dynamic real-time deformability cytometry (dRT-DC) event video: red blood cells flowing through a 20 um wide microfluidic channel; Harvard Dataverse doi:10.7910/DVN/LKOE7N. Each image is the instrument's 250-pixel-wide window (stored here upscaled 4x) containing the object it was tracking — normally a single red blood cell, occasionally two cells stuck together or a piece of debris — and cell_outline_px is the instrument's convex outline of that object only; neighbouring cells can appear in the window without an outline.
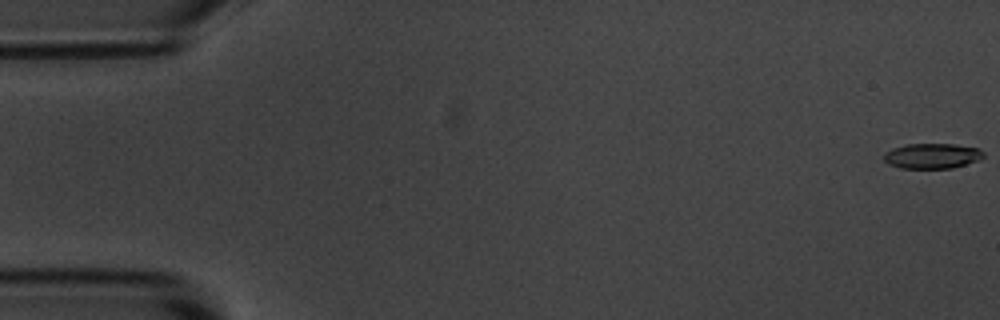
{"species": "common noctule bat (a hibernating species)", "species_latin": "Nyctalus noctula", "temperature_condition": "room temperature", "stored_images_in_passage": 8, "camera_frame_rate_fps": 3000, "um_per_image_px": 0.085, "animal": {"sex": "male", "body_mass_g": 20.1, "forearm_length_mm": 53.5}, "frame": {"image": 1, "passage_image": 1, "time_ms": 0.0, "image_size_px": [1000, 320], "cell_outline_px": [[984, 156], [976, 160], [952, 168], [900, 168], [888, 164], [884, 160], [884, 152], [892, 148], [908, 144], [956, 144], [980, 148], [984, 152]], "centroid_in_image_um": [79.21, 13.24], "position_along_channel_um": 5.8, "area_um2": 14.62}}
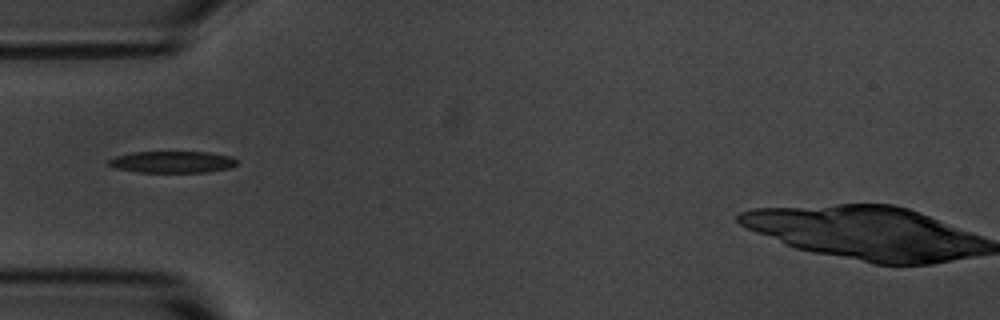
{"frame": {"image": 2, "passage_image": 6, "time_ms": 5.667, "image_size_px": [1000, 320], "cell_outline_px": [[236, 164], [232, 168], [208, 172], [136, 172], [116, 168], [108, 164], [108, 160], [116, 156], [132, 152], [208, 152], [232, 156], [236, 160]], "centroid_in_image_um": [14.67, 13.77], "position_along_channel_um": 70.3, "area_um2": 16.24}}
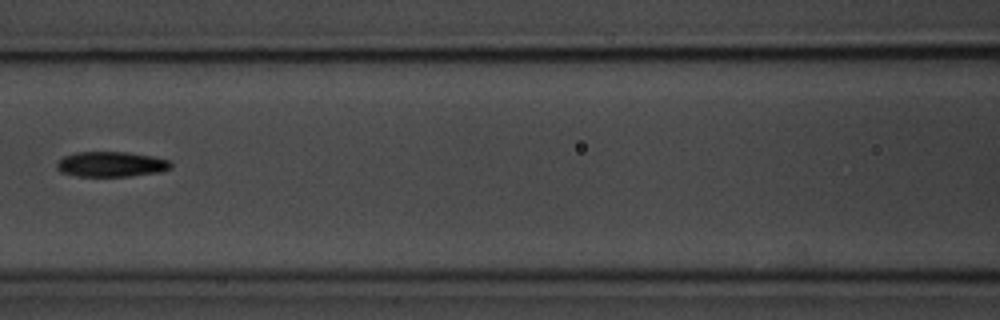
{"frame": {"image": 3, "passage_image": 8, "time_ms": 8.0, "image_size_px": [1000, 320], "cell_outline_px": [[172, 168], [160, 172], [128, 176], [76, 176], [60, 172], [56, 168], [56, 164], [64, 156], [76, 152], [128, 152], [152, 156], [168, 160], [172, 164]], "centroid_in_image_um": [9.44, 13.96], "position_along_channel_um": 157.2, "area_um2": 16.76}}